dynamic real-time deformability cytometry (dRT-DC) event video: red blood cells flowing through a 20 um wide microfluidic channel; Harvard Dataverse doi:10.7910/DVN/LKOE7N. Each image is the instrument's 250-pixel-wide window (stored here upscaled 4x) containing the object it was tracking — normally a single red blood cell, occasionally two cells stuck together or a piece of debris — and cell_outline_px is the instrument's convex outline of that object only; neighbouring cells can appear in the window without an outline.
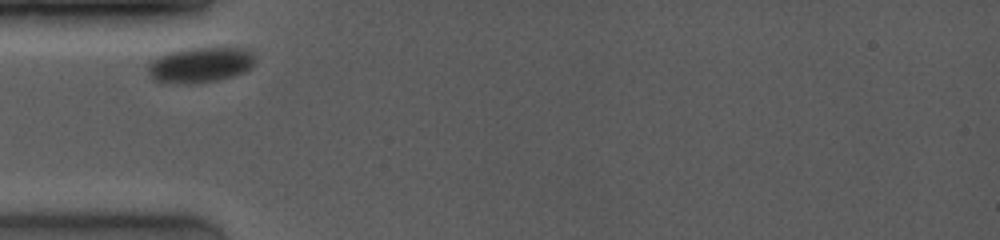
{"species": "common noctule bat (a hibernating species)", "species_latin": "Nyctalus noctula", "temperature_condition": "room temperature", "stored_images_in_passage": 25, "camera_frame_rate_fps": 4000, "um_per_image_px": 0.085, "animal": {"sex": "female", "body_mass_g": 19.0, "forearm_length_mm": 53.3}, "frame": {"image": 1, "passage_image": 1, "time_ms": 0.0, "image_size_px": [1000, 240], "cell_outline_px": [[252, 68], [244, 72], [220, 80], [188, 84], [180, 84], [152, 80], [148, 76], [148, 64], [152, 60], [168, 52], [188, 48], [240, 48], [252, 52]], "centroid_in_image_um": [16.97, 5.53], "position_along_channel_um": 68.0, "area_um2": 22.02}}
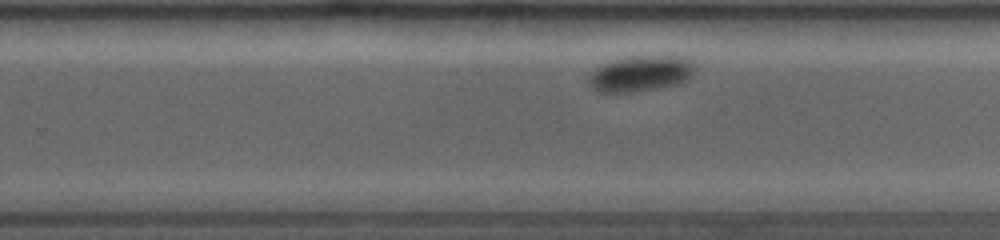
{"frame": {"image": 2, "passage_image": 15, "time_ms": 6.0, "image_size_px": [1000, 240], "cell_outline_px": [[696, 68], [692, 76], [684, 84], [632, 92], [596, 92], [592, 88], [588, 80], [588, 76], [596, 68], [604, 64], [628, 56], [680, 56], [692, 60]], "centroid_in_image_um": [54.52, 6.26], "position_along_channel_um": 275.3, "area_um2": 22.43}}
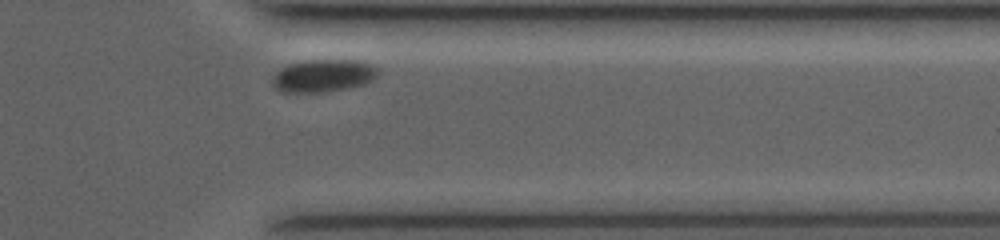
{"frame": {"image": 3, "passage_image": 23, "time_ms": 9.0, "image_size_px": [1000, 240], "cell_outline_px": [[380, 72], [372, 80], [364, 84], [348, 88], [324, 92], [280, 92], [272, 84], [272, 76], [276, 72], [292, 64], [308, 60], [364, 60], [380, 68]], "centroid_in_image_um": [27.54, 6.43], "position_along_channel_um": 383.9, "area_um2": 20.17}}